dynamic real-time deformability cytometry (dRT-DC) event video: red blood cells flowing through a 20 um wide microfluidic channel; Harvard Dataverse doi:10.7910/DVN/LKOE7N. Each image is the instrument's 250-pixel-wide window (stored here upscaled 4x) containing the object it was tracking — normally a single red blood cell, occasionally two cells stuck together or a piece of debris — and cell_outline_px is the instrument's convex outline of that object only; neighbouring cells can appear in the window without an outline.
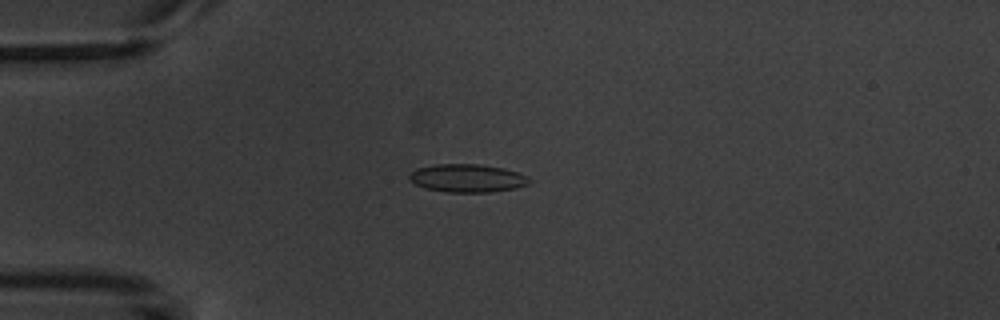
{"species": "common noctule bat (a hibernating species)", "species_latin": "Nyctalus noctula", "temperature_condition": "warm", "stored_images_in_passage": 8, "camera_frame_rate_fps": 3000, "um_per_image_px": 0.085, "animal": {"sex": "male", "body_mass_g": 20.1, "forearm_length_mm": 53.5}, "frame": {"image": 1, "passage_image": 4, "time_ms": 3.667, "image_size_px": [1000, 320], "cell_outline_px": [[536, 180], [528, 184], [516, 188], [488, 192], [448, 192], [424, 188], [408, 180], [408, 176], [416, 168], [436, 164], [480, 164], [504, 168], [528, 176]], "centroid_in_image_um": [39.75, 15.14], "position_along_channel_um": 45.3, "area_um2": 19.83}}
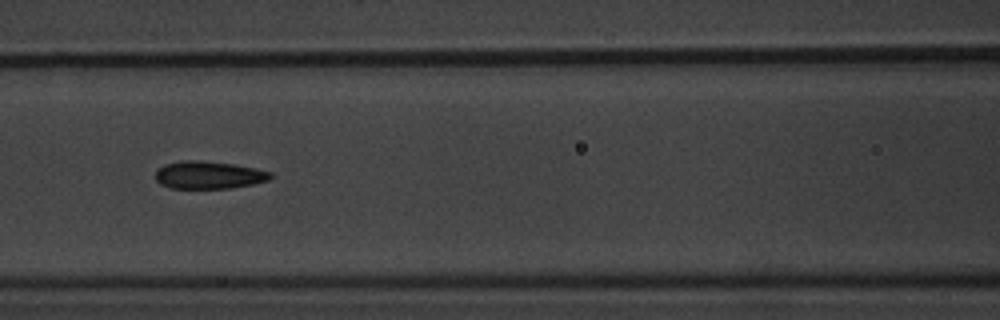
{"frame": {"image": 2, "passage_image": 7, "time_ms": 7.0, "image_size_px": [1000, 320], "cell_outline_px": [[272, 176], [268, 180], [252, 184], [228, 188], [168, 188], [160, 184], [156, 180], [156, 172], [164, 164], [184, 160], [200, 160], [232, 164], [256, 168], [272, 172]], "centroid_in_image_um": [17.73, 14.87], "position_along_channel_um": 148.9, "area_um2": 18.44}}
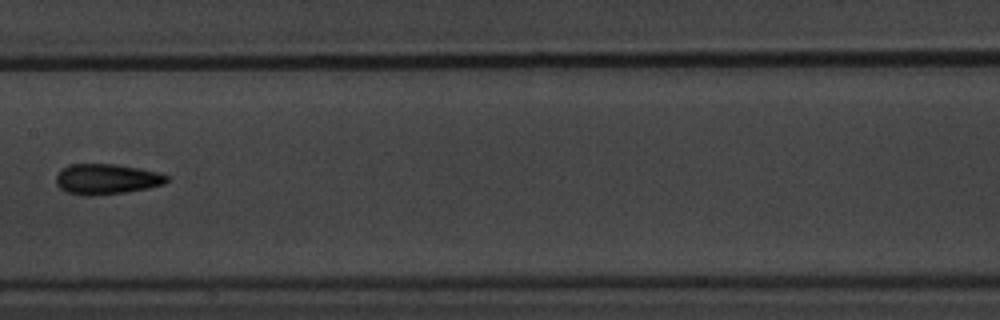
{"frame": {"image": 3, "passage_image": 8, "time_ms": 8.333, "image_size_px": [1000, 320], "cell_outline_px": [[168, 180], [164, 184], [148, 188], [124, 192], [92, 196], [80, 196], [68, 192], [60, 188], [56, 184], [56, 176], [68, 164], [116, 164], [140, 168], [156, 172], [168, 176]], "centroid_in_image_um": [9.04, 15.23], "position_along_channel_um": 198.4, "area_um2": 19.59}}